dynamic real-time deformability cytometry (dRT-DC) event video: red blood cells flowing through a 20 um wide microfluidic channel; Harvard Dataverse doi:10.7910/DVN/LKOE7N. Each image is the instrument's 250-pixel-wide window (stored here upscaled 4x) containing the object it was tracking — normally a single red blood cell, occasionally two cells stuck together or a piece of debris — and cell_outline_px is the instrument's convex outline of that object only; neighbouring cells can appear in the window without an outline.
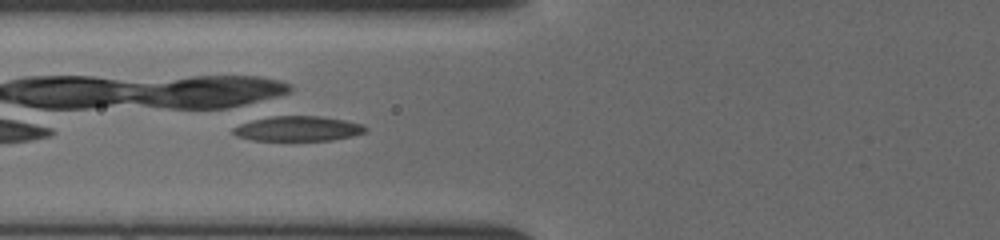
{"species": "common noctule bat (a hibernating species)", "species_latin": "Nyctalus noctula", "temperature_condition": "cold", "stored_images_in_passage": 49, "camera_frame_rate_fps": 3000, "um_per_image_px": 0.085, "animal": {"sex": "female", "body_mass_g": 19.5, "forearm_length_mm": 54.1}, "frame": {"image": 1, "passage_image": 22, "time_ms": 7.0, "image_size_px": [1000, 240], "cell_outline_px": [[368, 128], [364, 132], [352, 136], [332, 140], [252, 140], [236, 136], [232, 132], [232, 128], [240, 124], [252, 120], [280, 112], [320, 116], [344, 120], [364, 124]], "centroid_in_image_um": [25.28, 10.88], "position_along_channel_um": 100.5, "area_um2": 20.06}}